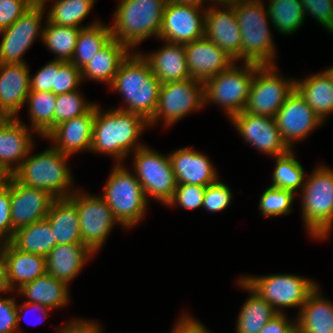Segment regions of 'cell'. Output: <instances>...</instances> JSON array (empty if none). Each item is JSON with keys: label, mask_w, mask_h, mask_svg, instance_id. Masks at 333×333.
I'll use <instances>...</instances> for the list:
<instances>
[{"label": "cell", "mask_w": 333, "mask_h": 333, "mask_svg": "<svg viewBox=\"0 0 333 333\" xmlns=\"http://www.w3.org/2000/svg\"><path fill=\"white\" fill-rule=\"evenodd\" d=\"M148 121L142 116L121 109L101 112L95 104L92 143L90 151L110 154L116 158L117 164L130 151L135 152L144 146L138 144V138ZM136 147V148H135Z\"/></svg>", "instance_id": "1"}, {"label": "cell", "mask_w": 333, "mask_h": 333, "mask_svg": "<svg viewBox=\"0 0 333 333\" xmlns=\"http://www.w3.org/2000/svg\"><path fill=\"white\" fill-rule=\"evenodd\" d=\"M131 54L120 65L110 87L118 90L128 104L127 108L118 109L140 115L149 122L156 111L162 83L141 53Z\"/></svg>", "instance_id": "2"}, {"label": "cell", "mask_w": 333, "mask_h": 333, "mask_svg": "<svg viewBox=\"0 0 333 333\" xmlns=\"http://www.w3.org/2000/svg\"><path fill=\"white\" fill-rule=\"evenodd\" d=\"M263 0H240L231 3L241 33L240 59L260 66L273 65L275 47L268 27V11Z\"/></svg>", "instance_id": "3"}, {"label": "cell", "mask_w": 333, "mask_h": 333, "mask_svg": "<svg viewBox=\"0 0 333 333\" xmlns=\"http://www.w3.org/2000/svg\"><path fill=\"white\" fill-rule=\"evenodd\" d=\"M167 0H121L114 14L112 38L129 48L159 36Z\"/></svg>", "instance_id": "4"}, {"label": "cell", "mask_w": 333, "mask_h": 333, "mask_svg": "<svg viewBox=\"0 0 333 333\" xmlns=\"http://www.w3.org/2000/svg\"><path fill=\"white\" fill-rule=\"evenodd\" d=\"M29 155L12 174L19 183L44 189L55 198L69 197L73 193L69 189L72 175L66 163L68 155L53 147L32 156L29 152Z\"/></svg>", "instance_id": "5"}, {"label": "cell", "mask_w": 333, "mask_h": 333, "mask_svg": "<svg viewBox=\"0 0 333 333\" xmlns=\"http://www.w3.org/2000/svg\"><path fill=\"white\" fill-rule=\"evenodd\" d=\"M302 190V219L310 235L325 239L333 224V170L318 166Z\"/></svg>", "instance_id": "6"}, {"label": "cell", "mask_w": 333, "mask_h": 333, "mask_svg": "<svg viewBox=\"0 0 333 333\" xmlns=\"http://www.w3.org/2000/svg\"><path fill=\"white\" fill-rule=\"evenodd\" d=\"M123 227H131L144 216L147 200L137 177L120 163L115 165L101 196Z\"/></svg>", "instance_id": "7"}, {"label": "cell", "mask_w": 333, "mask_h": 333, "mask_svg": "<svg viewBox=\"0 0 333 333\" xmlns=\"http://www.w3.org/2000/svg\"><path fill=\"white\" fill-rule=\"evenodd\" d=\"M244 64L243 68L233 64L228 70L204 82V103L221 105L229 118L245 110L254 73L260 66L255 63Z\"/></svg>", "instance_id": "8"}, {"label": "cell", "mask_w": 333, "mask_h": 333, "mask_svg": "<svg viewBox=\"0 0 333 333\" xmlns=\"http://www.w3.org/2000/svg\"><path fill=\"white\" fill-rule=\"evenodd\" d=\"M254 292L265 299L277 313L283 307H302L316 283L291 274H272L241 278ZM277 307V308H276ZM279 308V309H278Z\"/></svg>", "instance_id": "9"}, {"label": "cell", "mask_w": 333, "mask_h": 333, "mask_svg": "<svg viewBox=\"0 0 333 333\" xmlns=\"http://www.w3.org/2000/svg\"><path fill=\"white\" fill-rule=\"evenodd\" d=\"M135 176L145 196L166 204L172 199L177 183L169 156H163L145 145L134 152Z\"/></svg>", "instance_id": "10"}, {"label": "cell", "mask_w": 333, "mask_h": 333, "mask_svg": "<svg viewBox=\"0 0 333 333\" xmlns=\"http://www.w3.org/2000/svg\"><path fill=\"white\" fill-rule=\"evenodd\" d=\"M274 65L259 66L251 83L245 112L275 117L286 98L295 90V80H284Z\"/></svg>", "instance_id": "11"}, {"label": "cell", "mask_w": 333, "mask_h": 333, "mask_svg": "<svg viewBox=\"0 0 333 333\" xmlns=\"http://www.w3.org/2000/svg\"><path fill=\"white\" fill-rule=\"evenodd\" d=\"M204 83L189 78L182 81L162 83L156 111L149 126L155 124L160 117L164 124L171 125L179 121L193 110L204 106Z\"/></svg>", "instance_id": "12"}, {"label": "cell", "mask_w": 333, "mask_h": 333, "mask_svg": "<svg viewBox=\"0 0 333 333\" xmlns=\"http://www.w3.org/2000/svg\"><path fill=\"white\" fill-rule=\"evenodd\" d=\"M69 198L78 211L82 244L95 253L104 244L114 224L119 222L102 197L74 192Z\"/></svg>", "instance_id": "13"}, {"label": "cell", "mask_w": 333, "mask_h": 333, "mask_svg": "<svg viewBox=\"0 0 333 333\" xmlns=\"http://www.w3.org/2000/svg\"><path fill=\"white\" fill-rule=\"evenodd\" d=\"M44 9L45 6L36 1L15 23L0 31L3 35L0 43L1 64L25 63L22 59L25 51L37 35L43 38V29L40 27Z\"/></svg>", "instance_id": "14"}, {"label": "cell", "mask_w": 333, "mask_h": 333, "mask_svg": "<svg viewBox=\"0 0 333 333\" xmlns=\"http://www.w3.org/2000/svg\"><path fill=\"white\" fill-rule=\"evenodd\" d=\"M201 7L167 1L158 38L178 44L203 38L205 12L202 16L199 14Z\"/></svg>", "instance_id": "15"}, {"label": "cell", "mask_w": 333, "mask_h": 333, "mask_svg": "<svg viewBox=\"0 0 333 333\" xmlns=\"http://www.w3.org/2000/svg\"><path fill=\"white\" fill-rule=\"evenodd\" d=\"M230 119L240 135L259 151L276 157L290 150L282 140L273 117L253 115L243 111L234 114Z\"/></svg>", "instance_id": "16"}, {"label": "cell", "mask_w": 333, "mask_h": 333, "mask_svg": "<svg viewBox=\"0 0 333 333\" xmlns=\"http://www.w3.org/2000/svg\"><path fill=\"white\" fill-rule=\"evenodd\" d=\"M274 119L282 140L290 149L293 141L303 140L315 127L323 123L296 90L286 98Z\"/></svg>", "instance_id": "17"}, {"label": "cell", "mask_w": 333, "mask_h": 333, "mask_svg": "<svg viewBox=\"0 0 333 333\" xmlns=\"http://www.w3.org/2000/svg\"><path fill=\"white\" fill-rule=\"evenodd\" d=\"M55 197L44 189L25 186L10 175L12 228L30 225L46 218Z\"/></svg>", "instance_id": "18"}, {"label": "cell", "mask_w": 333, "mask_h": 333, "mask_svg": "<svg viewBox=\"0 0 333 333\" xmlns=\"http://www.w3.org/2000/svg\"><path fill=\"white\" fill-rule=\"evenodd\" d=\"M221 6L226 8L225 11L214 7L204 10V37L237 61L241 53V33L235 9L231 4H221Z\"/></svg>", "instance_id": "19"}, {"label": "cell", "mask_w": 333, "mask_h": 333, "mask_svg": "<svg viewBox=\"0 0 333 333\" xmlns=\"http://www.w3.org/2000/svg\"><path fill=\"white\" fill-rule=\"evenodd\" d=\"M184 48L191 77L203 83L228 70L235 62L225 51L205 37L184 44Z\"/></svg>", "instance_id": "20"}, {"label": "cell", "mask_w": 333, "mask_h": 333, "mask_svg": "<svg viewBox=\"0 0 333 333\" xmlns=\"http://www.w3.org/2000/svg\"><path fill=\"white\" fill-rule=\"evenodd\" d=\"M94 119L95 105L82 116L56 125L45 138L54 141L53 148L68 156L82 149L90 151Z\"/></svg>", "instance_id": "21"}, {"label": "cell", "mask_w": 333, "mask_h": 333, "mask_svg": "<svg viewBox=\"0 0 333 333\" xmlns=\"http://www.w3.org/2000/svg\"><path fill=\"white\" fill-rule=\"evenodd\" d=\"M177 184L208 186L219 178L208 157L190 148L169 155Z\"/></svg>", "instance_id": "22"}, {"label": "cell", "mask_w": 333, "mask_h": 333, "mask_svg": "<svg viewBox=\"0 0 333 333\" xmlns=\"http://www.w3.org/2000/svg\"><path fill=\"white\" fill-rule=\"evenodd\" d=\"M2 252L10 291L15 288L16 283L19 284V289L47 273L46 257L43 255L20 251L11 242L2 244Z\"/></svg>", "instance_id": "23"}, {"label": "cell", "mask_w": 333, "mask_h": 333, "mask_svg": "<svg viewBox=\"0 0 333 333\" xmlns=\"http://www.w3.org/2000/svg\"><path fill=\"white\" fill-rule=\"evenodd\" d=\"M32 147L29 129L17 117L0 131V169L8 176L12 175L32 151ZM13 163H17L16 166H12Z\"/></svg>", "instance_id": "24"}, {"label": "cell", "mask_w": 333, "mask_h": 333, "mask_svg": "<svg viewBox=\"0 0 333 333\" xmlns=\"http://www.w3.org/2000/svg\"><path fill=\"white\" fill-rule=\"evenodd\" d=\"M26 63H0V105L17 115L30 93V74Z\"/></svg>", "instance_id": "25"}, {"label": "cell", "mask_w": 333, "mask_h": 333, "mask_svg": "<svg viewBox=\"0 0 333 333\" xmlns=\"http://www.w3.org/2000/svg\"><path fill=\"white\" fill-rule=\"evenodd\" d=\"M163 48L143 56L161 83L182 81L191 78L184 44L166 42Z\"/></svg>", "instance_id": "26"}, {"label": "cell", "mask_w": 333, "mask_h": 333, "mask_svg": "<svg viewBox=\"0 0 333 333\" xmlns=\"http://www.w3.org/2000/svg\"><path fill=\"white\" fill-rule=\"evenodd\" d=\"M93 254L84 244L56 245L46 256L47 273L68 284Z\"/></svg>", "instance_id": "27"}, {"label": "cell", "mask_w": 333, "mask_h": 333, "mask_svg": "<svg viewBox=\"0 0 333 333\" xmlns=\"http://www.w3.org/2000/svg\"><path fill=\"white\" fill-rule=\"evenodd\" d=\"M57 245L82 244L76 204L69 198H55L46 215Z\"/></svg>", "instance_id": "28"}, {"label": "cell", "mask_w": 333, "mask_h": 333, "mask_svg": "<svg viewBox=\"0 0 333 333\" xmlns=\"http://www.w3.org/2000/svg\"><path fill=\"white\" fill-rule=\"evenodd\" d=\"M295 323L296 333H333V304L321 297L318 286L300 308Z\"/></svg>", "instance_id": "29"}, {"label": "cell", "mask_w": 333, "mask_h": 333, "mask_svg": "<svg viewBox=\"0 0 333 333\" xmlns=\"http://www.w3.org/2000/svg\"><path fill=\"white\" fill-rule=\"evenodd\" d=\"M129 54L127 45L112 38L81 69L82 80L88 78L111 85L120 65Z\"/></svg>", "instance_id": "30"}, {"label": "cell", "mask_w": 333, "mask_h": 333, "mask_svg": "<svg viewBox=\"0 0 333 333\" xmlns=\"http://www.w3.org/2000/svg\"><path fill=\"white\" fill-rule=\"evenodd\" d=\"M68 284L46 273L26 283L17 292L29 298L27 303L41 304L49 309L63 307L68 303Z\"/></svg>", "instance_id": "31"}, {"label": "cell", "mask_w": 333, "mask_h": 333, "mask_svg": "<svg viewBox=\"0 0 333 333\" xmlns=\"http://www.w3.org/2000/svg\"><path fill=\"white\" fill-rule=\"evenodd\" d=\"M295 90L321 121H325L326 116L333 112V83L325 72L302 81L295 80Z\"/></svg>", "instance_id": "32"}, {"label": "cell", "mask_w": 333, "mask_h": 333, "mask_svg": "<svg viewBox=\"0 0 333 333\" xmlns=\"http://www.w3.org/2000/svg\"><path fill=\"white\" fill-rule=\"evenodd\" d=\"M48 220L42 219L15 231L11 243L20 251L47 256L57 245Z\"/></svg>", "instance_id": "33"}, {"label": "cell", "mask_w": 333, "mask_h": 333, "mask_svg": "<svg viewBox=\"0 0 333 333\" xmlns=\"http://www.w3.org/2000/svg\"><path fill=\"white\" fill-rule=\"evenodd\" d=\"M239 286L252 294L247 298L238 316L237 333H258L261 328L277 314L265 299L254 292L241 278Z\"/></svg>", "instance_id": "34"}, {"label": "cell", "mask_w": 333, "mask_h": 333, "mask_svg": "<svg viewBox=\"0 0 333 333\" xmlns=\"http://www.w3.org/2000/svg\"><path fill=\"white\" fill-rule=\"evenodd\" d=\"M111 39L110 26L102 23L95 22L81 28L70 62L81 70Z\"/></svg>", "instance_id": "35"}, {"label": "cell", "mask_w": 333, "mask_h": 333, "mask_svg": "<svg viewBox=\"0 0 333 333\" xmlns=\"http://www.w3.org/2000/svg\"><path fill=\"white\" fill-rule=\"evenodd\" d=\"M267 11L275 29L288 35L296 32L306 17L300 0H271Z\"/></svg>", "instance_id": "36"}, {"label": "cell", "mask_w": 333, "mask_h": 333, "mask_svg": "<svg viewBox=\"0 0 333 333\" xmlns=\"http://www.w3.org/2000/svg\"><path fill=\"white\" fill-rule=\"evenodd\" d=\"M56 97L53 92L30 91L26 102L32 120V128L45 137L54 127V110Z\"/></svg>", "instance_id": "37"}, {"label": "cell", "mask_w": 333, "mask_h": 333, "mask_svg": "<svg viewBox=\"0 0 333 333\" xmlns=\"http://www.w3.org/2000/svg\"><path fill=\"white\" fill-rule=\"evenodd\" d=\"M46 22L47 26L43 27L44 44L57 54L56 60L71 61L81 28L57 25L48 20Z\"/></svg>", "instance_id": "38"}, {"label": "cell", "mask_w": 333, "mask_h": 333, "mask_svg": "<svg viewBox=\"0 0 333 333\" xmlns=\"http://www.w3.org/2000/svg\"><path fill=\"white\" fill-rule=\"evenodd\" d=\"M49 10L47 20L50 23L68 27L84 28L79 26L89 15L95 0H55Z\"/></svg>", "instance_id": "39"}, {"label": "cell", "mask_w": 333, "mask_h": 333, "mask_svg": "<svg viewBox=\"0 0 333 333\" xmlns=\"http://www.w3.org/2000/svg\"><path fill=\"white\" fill-rule=\"evenodd\" d=\"M276 166L272 176L271 187L286 189L296 192L304 185V170L302 165L295 159L292 149L286 154L276 156Z\"/></svg>", "instance_id": "40"}, {"label": "cell", "mask_w": 333, "mask_h": 333, "mask_svg": "<svg viewBox=\"0 0 333 333\" xmlns=\"http://www.w3.org/2000/svg\"><path fill=\"white\" fill-rule=\"evenodd\" d=\"M95 104L86 103L78 90L57 95L54 110V127L87 113Z\"/></svg>", "instance_id": "41"}, {"label": "cell", "mask_w": 333, "mask_h": 333, "mask_svg": "<svg viewBox=\"0 0 333 333\" xmlns=\"http://www.w3.org/2000/svg\"><path fill=\"white\" fill-rule=\"evenodd\" d=\"M291 190L268 187L260 198L259 209L263 216H278L291 212V203L294 200Z\"/></svg>", "instance_id": "42"}, {"label": "cell", "mask_w": 333, "mask_h": 333, "mask_svg": "<svg viewBox=\"0 0 333 333\" xmlns=\"http://www.w3.org/2000/svg\"><path fill=\"white\" fill-rule=\"evenodd\" d=\"M81 81V70L77 68L72 62L65 61L59 67L57 73H55L52 92L55 95H60L78 90V86L81 84Z\"/></svg>", "instance_id": "43"}, {"label": "cell", "mask_w": 333, "mask_h": 333, "mask_svg": "<svg viewBox=\"0 0 333 333\" xmlns=\"http://www.w3.org/2000/svg\"><path fill=\"white\" fill-rule=\"evenodd\" d=\"M206 186L192 184H177L168 206L179 204L186 209H196L203 206Z\"/></svg>", "instance_id": "44"}, {"label": "cell", "mask_w": 333, "mask_h": 333, "mask_svg": "<svg viewBox=\"0 0 333 333\" xmlns=\"http://www.w3.org/2000/svg\"><path fill=\"white\" fill-rule=\"evenodd\" d=\"M232 200L230 188L223 182L216 181L206 186L203 206L211 212H219L227 208Z\"/></svg>", "instance_id": "45"}, {"label": "cell", "mask_w": 333, "mask_h": 333, "mask_svg": "<svg viewBox=\"0 0 333 333\" xmlns=\"http://www.w3.org/2000/svg\"><path fill=\"white\" fill-rule=\"evenodd\" d=\"M15 231L11 222V202H10V175L5 185L0 188V239L1 242H10Z\"/></svg>", "instance_id": "46"}, {"label": "cell", "mask_w": 333, "mask_h": 333, "mask_svg": "<svg viewBox=\"0 0 333 333\" xmlns=\"http://www.w3.org/2000/svg\"><path fill=\"white\" fill-rule=\"evenodd\" d=\"M303 9L333 34V0H300Z\"/></svg>", "instance_id": "47"}, {"label": "cell", "mask_w": 333, "mask_h": 333, "mask_svg": "<svg viewBox=\"0 0 333 333\" xmlns=\"http://www.w3.org/2000/svg\"><path fill=\"white\" fill-rule=\"evenodd\" d=\"M35 2V0H0V31L15 23Z\"/></svg>", "instance_id": "48"}, {"label": "cell", "mask_w": 333, "mask_h": 333, "mask_svg": "<svg viewBox=\"0 0 333 333\" xmlns=\"http://www.w3.org/2000/svg\"><path fill=\"white\" fill-rule=\"evenodd\" d=\"M64 62L55 59L45 64L34 77H30V91L52 92L55 73Z\"/></svg>", "instance_id": "49"}, {"label": "cell", "mask_w": 333, "mask_h": 333, "mask_svg": "<svg viewBox=\"0 0 333 333\" xmlns=\"http://www.w3.org/2000/svg\"><path fill=\"white\" fill-rule=\"evenodd\" d=\"M20 319L15 298L0 299V333H20Z\"/></svg>", "instance_id": "50"}, {"label": "cell", "mask_w": 333, "mask_h": 333, "mask_svg": "<svg viewBox=\"0 0 333 333\" xmlns=\"http://www.w3.org/2000/svg\"><path fill=\"white\" fill-rule=\"evenodd\" d=\"M258 333H296V323L288 321L284 313H277Z\"/></svg>", "instance_id": "51"}, {"label": "cell", "mask_w": 333, "mask_h": 333, "mask_svg": "<svg viewBox=\"0 0 333 333\" xmlns=\"http://www.w3.org/2000/svg\"><path fill=\"white\" fill-rule=\"evenodd\" d=\"M171 333H210L203 324L190 316L181 317Z\"/></svg>", "instance_id": "52"}, {"label": "cell", "mask_w": 333, "mask_h": 333, "mask_svg": "<svg viewBox=\"0 0 333 333\" xmlns=\"http://www.w3.org/2000/svg\"><path fill=\"white\" fill-rule=\"evenodd\" d=\"M99 328L100 326L93 322L76 319L60 329L59 333H102Z\"/></svg>", "instance_id": "53"}, {"label": "cell", "mask_w": 333, "mask_h": 333, "mask_svg": "<svg viewBox=\"0 0 333 333\" xmlns=\"http://www.w3.org/2000/svg\"><path fill=\"white\" fill-rule=\"evenodd\" d=\"M9 285L7 282L6 262L2 252L0 250V292H9Z\"/></svg>", "instance_id": "54"}, {"label": "cell", "mask_w": 333, "mask_h": 333, "mask_svg": "<svg viewBox=\"0 0 333 333\" xmlns=\"http://www.w3.org/2000/svg\"><path fill=\"white\" fill-rule=\"evenodd\" d=\"M17 116L13 115L7 108L0 105V131L12 123Z\"/></svg>", "instance_id": "55"}, {"label": "cell", "mask_w": 333, "mask_h": 333, "mask_svg": "<svg viewBox=\"0 0 333 333\" xmlns=\"http://www.w3.org/2000/svg\"><path fill=\"white\" fill-rule=\"evenodd\" d=\"M32 309V308H34L35 310L37 309L38 311L39 310H41L40 311V313H43V315L45 316V317H47V315H48V310H50L49 308H47V307H45V306H43V305H41V304H35V303H27V302H25L22 306H20V309H18V307H17V311H19L20 310V312H23L24 314L25 313H27L26 311L27 310H29V309ZM26 310V311H25ZM32 311V310H31ZM26 315V314H25ZM25 317V316H24ZM41 319H39V321H40ZM38 323V322H37ZM36 323V324H37ZM35 324V323H34Z\"/></svg>", "instance_id": "56"}, {"label": "cell", "mask_w": 333, "mask_h": 333, "mask_svg": "<svg viewBox=\"0 0 333 333\" xmlns=\"http://www.w3.org/2000/svg\"><path fill=\"white\" fill-rule=\"evenodd\" d=\"M167 1L180 3V4H190V5H195V6H201V5H203L202 2H204V0H167Z\"/></svg>", "instance_id": "57"}, {"label": "cell", "mask_w": 333, "mask_h": 333, "mask_svg": "<svg viewBox=\"0 0 333 333\" xmlns=\"http://www.w3.org/2000/svg\"><path fill=\"white\" fill-rule=\"evenodd\" d=\"M7 178L8 175L2 169H0V188L5 185Z\"/></svg>", "instance_id": "58"}, {"label": "cell", "mask_w": 333, "mask_h": 333, "mask_svg": "<svg viewBox=\"0 0 333 333\" xmlns=\"http://www.w3.org/2000/svg\"><path fill=\"white\" fill-rule=\"evenodd\" d=\"M208 1H211V2L213 1V3L216 2V4L218 3L220 5V4H231L233 2H237L240 0H208Z\"/></svg>", "instance_id": "59"}, {"label": "cell", "mask_w": 333, "mask_h": 333, "mask_svg": "<svg viewBox=\"0 0 333 333\" xmlns=\"http://www.w3.org/2000/svg\"><path fill=\"white\" fill-rule=\"evenodd\" d=\"M328 77L330 78L331 82L333 83V66L328 68L326 71H324Z\"/></svg>", "instance_id": "60"}, {"label": "cell", "mask_w": 333, "mask_h": 333, "mask_svg": "<svg viewBox=\"0 0 333 333\" xmlns=\"http://www.w3.org/2000/svg\"><path fill=\"white\" fill-rule=\"evenodd\" d=\"M47 1H49V0H40V2H41L43 5H45V3H47Z\"/></svg>", "instance_id": "61"}]
</instances>
